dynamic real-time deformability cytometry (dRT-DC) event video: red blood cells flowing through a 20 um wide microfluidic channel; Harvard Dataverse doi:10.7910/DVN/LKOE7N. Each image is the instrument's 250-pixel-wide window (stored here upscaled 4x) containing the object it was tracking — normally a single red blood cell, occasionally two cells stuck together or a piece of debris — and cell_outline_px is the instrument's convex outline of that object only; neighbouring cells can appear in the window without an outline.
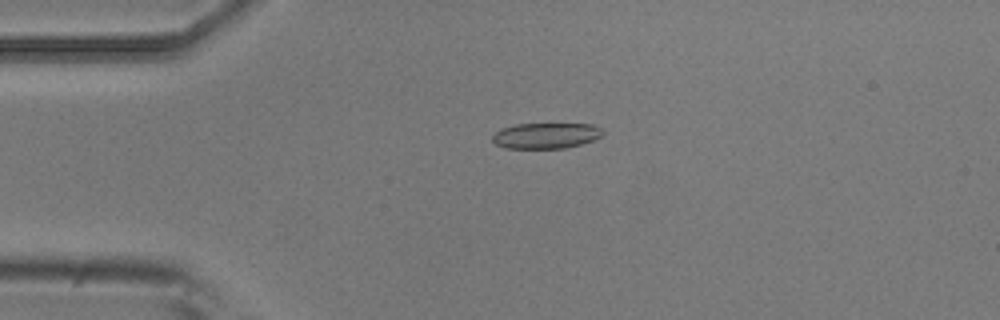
{"species": "common noctule bat (a hibernating species)", "species_latin": "Nyctalus noctula", "temperature_condition": "room temperature", "stored_images_in_passage": 4, "camera_frame_rate_fps": 3000, "um_per_image_px": 0.085, "animal": {"sex": "male", "body_mass_g": 20.5, "forearm_length_mm": 52.5}, "frame": {"image": 1, "passage_image": 4, "time_ms": 1.0, "image_size_px": [1000, 320], "cell_outline_px": [[604, 132], [600, 136], [592, 140], [580, 144], [564, 148], [504, 148], [496, 144], [492, 140], [492, 136], [496, 132], [504, 128], [516, 124], [592, 124], [600, 128]], "centroid_in_image_um": [46.39, 11.53], "position_along_channel_um": 38.6, "area_um2": 16.3}}